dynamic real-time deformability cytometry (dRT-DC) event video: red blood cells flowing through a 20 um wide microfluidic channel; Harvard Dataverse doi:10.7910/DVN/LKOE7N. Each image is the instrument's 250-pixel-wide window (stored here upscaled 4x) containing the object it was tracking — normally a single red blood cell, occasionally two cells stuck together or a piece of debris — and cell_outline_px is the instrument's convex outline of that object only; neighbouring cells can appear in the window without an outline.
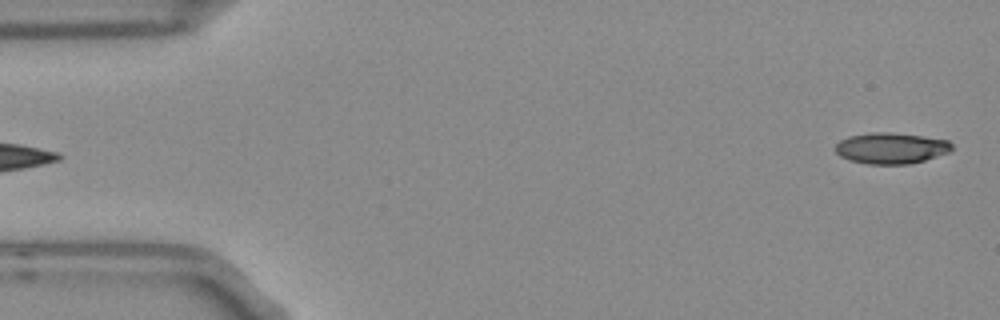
{"species": "Egyptian fruit bat (a non-hibernating species)", "species_latin": "Rousettus aegyptiacus", "temperature_condition": "room temperature", "stored_images_in_passage": 6, "segment_of_instrument_passage": [2, 2], "camera_frame_rate_fps": 3000, "um_per_image_px": 0.085, "frame": {"image": 1, "passage_image": 6, "time_ms": 1.667, "image_size_px": [1000, 320], "cell_outline_px": [[952, 148], [948, 152], [924, 160], [908, 164], [868, 164], [848, 160], [840, 156], [832, 148], [840, 140], [848, 136], [868, 132], [888, 132], [924, 136], [948, 140], [952, 144]], "centroid_in_image_um": [75.68, 12.58], "position_along_channel_um": 9.3, "area_um2": 21.21}}